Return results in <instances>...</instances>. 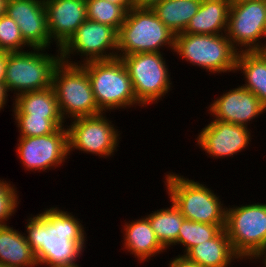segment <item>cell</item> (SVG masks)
Instances as JSON below:
<instances>
[{
    "label": "cell",
    "mask_w": 266,
    "mask_h": 267,
    "mask_svg": "<svg viewBox=\"0 0 266 267\" xmlns=\"http://www.w3.org/2000/svg\"><path fill=\"white\" fill-rule=\"evenodd\" d=\"M104 114L71 119L67 126L69 155L75 149L102 158L114 155L121 134Z\"/></svg>",
    "instance_id": "7c38bea8"
},
{
    "label": "cell",
    "mask_w": 266,
    "mask_h": 267,
    "mask_svg": "<svg viewBox=\"0 0 266 267\" xmlns=\"http://www.w3.org/2000/svg\"><path fill=\"white\" fill-rule=\"evenodd\" d=\"M32 50L8 52L4 81L7 92L14 91L17 96L52 87L55 69L62 61L60 49L55 56L44 53L45 49Z\"/></svg>",
    "instance_id": "5b68a950"
},
{
    "label": "cell",
    "mask_w": 266,
    "mask_h": 267,
    "mask_svg": "<svg viewBox=\"0 0 266 267\" xmlns=\"http://www.w3.org/2000/svg\"><path fill=\"white\" fill-rule=\"evenodd\" d=\"M78 220L58 207H49L26 220L25 237L35 253L38 266L78 265L77 259L84 252L87 239L85 228Z\"/></svg>",
    "instance_id": "6da1fadb"
},
{
    "label": "cell",
    "mask_w": 266,
    "mask_h": 267,
    "mask_svg": "<svg viewBox=\"0 0 266 267\" xmlns=\"http://www.w3.org/2000/svg\"><path fill=\"white\" fill-rule=\"evenodd\" d=\"M170 202L172 205L169 208L157 209V211H152L153 213L145 216L149 220L156 238L165 249L176 243L179 228L185 220L180 209L173 201L170 200Z\"/></svg>",
    "instance_id": "d4e9b609"
},
{
    "label": "cell",
    "mask_w": 266,
    "mask_h": 267,
    "mask_svg": "<svg viewBox=\"0 0 266 267\" xmlns=\"http://www.w3.org/2000/svg\"><path fill=\"white\" fill-rule=\"evenodd\" d=\"M0 265L2 267H36L35 253L22 234L11 226H0Z\"/></svg>",
    "instance_id": "44dd1931"
},
{
    "label": "cell",
    "mask_w": 266,
    "mask_h": 267,
    "mask_svg": "<svg viewBox=\"0 0 266 267\" xmlns=\"http://www.w3.org/2000/svg\"><path fill=\"white\" fill-rule=\"evenodd\" d=\"M111 3L121 6L126 12H128L131 8H133L132 0H107Z\"/></svg>",
    "instance_id": "836d02e7"
},
{
    "label": "cell",
    "mask_w": 266,
    "mask_h": 267,
    "mask_svg": "<svg viewBox=\"0 0 266 267\" xmlns=\"http://www.w3.org/2000/svg\"><path fill=\"white\" fill-rule=\"evenodd\" d=\"M165 178L167 194L186 220L225 228L227 207L223 206L221 199L211 188L173 172L168 173Z\"/></svg>",
    "instance_id": "3957f363"
},
{
    "label": "cell",
    "mask_w": 266,
    "mask_h": 267,
    "mask_svg": "<svg viewBox=\"0 0 266 267\" xmlns=\"http://www.w3.org/2000/svg\"><path fill=\"white\" fill-rule=\"evenodd\" d=\"M81 66L87 71L95 101L103 113L142 106L136 100L132 81L120 58L91 61Z\"/></svg>",
    "instance_id": "277c9868"
},
{
    "label": "cell",
    "mask_w": 266,
    "mask_h": 267,
    "mask_svg": "<svg viewBox=\"0 0 266 267\" xmlns=\"http://www.w3.org/2000/svg\"><path fill=\"white\" fill-rule=\"evenodd\" d=\"M208 109L209 113L214 116L213 120L246 127L250 121L266 111L260 99L243 86L230 89L220 97H216Z\"/></svg>",
    "instance_id": "2e32d148"
},
{
    "label": "cell",
    "mask_w": 266,
    "mask_h": 267,
    "mask_svg": "<svg viewBox=\"0 0 266 267\" xmlns=\"http://www.w3.org/2000/svg\"><path fill=\"white\" fill-rule=\"evenodd\" d=\"M168 267H200L196 262L188 259L185 255H178L170 260Z\"/></svg>",
    "instance_id": "4dcf8cb0"
},
{
    "label": "cell",
    "mask_w": 266,
    "mask_h": 267,
    "mask_svg": "<svg viewBox=\"0 0 266 267\" xmlns=\"http://www.w3.org/2000/svg\"><path fill=\"white\" fill-rule=\"evenodd\" d=\"M208 155L221 158L237 155L251 142L250 129L220 120H211L195 139Z\"/></svg>",
    "instance_id": "5bb4252c"
},
{
    "label": "cell",
    "mask_w": 266,
    "mask_h": 267,
    "mask_svg": "<svg viewBox=\"0 0 266 267\" xmlns=\"http://www.w3.org/2000/svg\"><path fill=\"white\" fill-rule=\"evenodd\" d=\"M8 92L5 85L0 84V111L4 108L8 100Z\"/></svg>",
    "instance_id": "e575fe53"
},
{
    "label": "cell",
    "mask_w": 266,
    "mask_h": 267,
    "mask_svg": "<svg viewBox=\"0 0 266 267\" xmlns=\"http://www.w3.org/2000/svg\"><path fill=\"white\" fill-rule=\"evenodd\" d=\"M253 259H258L260 261L262 259L263 266L266 267V245L251 260Z\"/></svg>",
    "instance_id": "d590c367"
},
{
    "label": "cell",
    "mask_w": 266,
    "mask_h": 267,
    "mask_svg": "<svg viewBox=\"0 0 266 267\" xmlns=\"http://www.w3.org/2000/svg\"><path fill=\"white\" fill-rule=\"evenodd\" d=\"M7 51L0 50V84L4 85L6 73Z\"/></svg>",
    "instance_id": "d6a6232c"
},
{
    "label": "cell",
    "mask_w": 266,
    "mask_h": 267,
    "mask_svg": "<svg viewBox=\"0 0 266 267\" xmlns=\"http://www.w3.org/2000/svg\"><path fill=\"white\" fill-rule=\"evenodd\" d=\"M221 230L222 228L219 225L185 219L179 228L178 239L174 245L184 246L185 255L193 246L213 239Z\"/></svg>",
    "instance_id": "484cf974"
},
{
    "label": "cell",
    "mask_w": 266,
    "mask_h": 267,
    "mask_svg": "<svg viewBox=\"0 0 266 267\" xmlns=\"http://www.w3.org/2000/svg\"><path fill=\"white\" fill-rule=\"evenodd\" d=\"M11 182L0 179V226H6L19 204L16 188L11 186Z\"/></svg>",
    "instance_id": "f546056e"
},
{
    "label": "cell",
    "mask_w": 266,
    "mask_h": 267,
    "mask_svg": "<svg viewBox=\"0 0 266 267\" xmlns=\"http://www.w3.org/2000/svg\"><path fill=\"white\" fill-rule=\"evenodd\" d=\"M235 71L243 73L245 84L242 86L266 107V51L238 52Z\"/></svg>",
    "instance_id": "603a6c76"
},
{
    "label": "cell",
    "mask_w": 266,
    "mask_h": 267,
    "mask_svg": "<svg viewBox=\"0 0 266 267\" xmlns=\"http://www.w3.org/2000/svg\"><path fill=\"white\" fill-rule=\"evenodd\" d=\"M264 39H266V24H265ZM264 51H266V44L265 43H264Z\"/></svg>",
    "instance_id": "74e56055"
},
{
    "label": "cell",
    "mask_w": 266,
    "mask_h": 267,
    "mask_svg": "<svg viewBox=\"0 0 266 267\" xmlns=\"http://www.w3.org/2000/svg\"><path fill=\"white\" fill-rule=\"evenodd\" d=\"M265 24L266 1L231 0L225 34L236 50L264 51Z\"/></svg>",
    "instance_id": "8fae6325"
},
{
    "label": "cell",
    "mask_w": 266,
    "mask_h": 267,
    "mask_svg": "<svg viewBox=\"0 0 266 267\" xmlns=\"http://www.w3.org/2000/svg\"><path fill=\"white\" fill-rule=\"evenodd\" d=\"M51 41L60 49L87 19L86 0H44Z\"/></svg>",
    "instance_id": "e0dca14e"
},
{
    "label": "cell",
    "mask_w": 266,
    "mask_h": 267,
    "mask_svg": "<svg viewBox=\"0 0 266 267\" xmlns=\"http://www.w3.org/2000/svg\"><path fill=\"white\" fill-rule=\"evenodd\" d=\"M124 249L134 255L140 263L150 260L151 257L165 252L166 249L156 238L155 232L151 228L149 220L142 216L141 219L125 222L123 228Z\"/></svg>",
    "instance_id": "ac0fdd59"
},
{
    "label": "cell",
    "mask_w": 266,
    "mask_h": 267,
    "mask_svg": "<svg viewBox=\"0 0 266 267\" xmlns=\"http://www.w3.org/2000/svg\"><path fill=\"white\" fill-rule=\"evenodd\" d=\"M86 13L88 20L110 25L118 31L127 12L107 0H86Z\"/></svg>",
    "instance_id": "4316f807"
},
{
    "label": "cell",
    "mask_w": 266,
    "mask_h": 267,
    "mask_svg": "<svg viewBox=\"0 0 266 267\" xmlns=\"http://www.w3.org/2000/svg\"><path fill=\"white\" fill-rule=\"evenodd\" d=\"M224 229L241 260H251L266 245V204L226 208Z\"/></svg>",
    "instance_id": "ba28073f"
},
{
    "label": "cell",
    "mask_w": 266,
    "mask_h": 267,
    "mask_svg": "<svg viewBox=\"0 0 266 267\" xmlns=\"http://www.w3.org/2000/svg\"><path fill=\"white\" fill-rule=\"evenodd\" d=\"M185 256L200 267H228L235 259L241 261L225 229H222L213 239L193 246Z\"/></svg>",
    "instance_id": "ffe728a7"
},
{
    "label": "cell",
    "mask_w": 266,
    "mask_h": 267,
    "mask_svg": "<svg viewBox=\"0 0 266 267\" xmlns=\"http://www.w3.org/2000/svg\"><path fill=\"white\" fill-rule=\"evenodd\" d=\"M6 3L7 0H0V17L6 14Z\"/></svg>",
    "instance_id": "8d00e7d4"
},
{
    "label": "cell",
    "mask_w": 266,
    "mask_h": 267,
    "mask_svg": "<svg viewBox=\"0 0 266 267\" xmlns=\"http://www.w3.org/2000/svg\"><path fill=\"white\" fill-rule=\"evenodd\" d=\"M19 130V137L44 136L66 126L64 119H47L44 116H14Z\"/></svg>",
    "instance_id": "83f0119b"
},
{
    "label": "cell",
    "mask_w": 266,
    "mask_h": 267,
    "mask_svg": "<svg viewBox=\"0 0 266 267\" xmlns=\"http://www.w3.org/2000/svg\"><path fill=\"white\" fill-rule=\"evenodd\" d=\"M15 97L12 106L13 116H44L47 119H63L53 87L24 92Z\"/></svg>",
    "instance_id": "7402d4cb"
},
{
    "label": "cell",
    "mask_w": 266,
    "mask_h": 267,
    "mask_svg": "<svg viewBox=\"0 0 266 267\" xmlns=\"http://www.w3.org/2000/svg\"><path fill=\"white\" fill-rule=\"evenodd\" d=\"M135 8L153 9L162 0H132Z\"/></svg>",
    "instance_id": "1f68e13d"
},
{
    "label": "cell",
    "mask_w": 266,
    "mask_h": 267,
    "mask_svg": "<svg viewBox=\"0 0 266 267\" xmlns=\"http://www.w3.org/2000/svg\"><path fill=\"white\" fill-rule=\"evenodd\" d=\"M6 14L31 48L48 49L51 41L44 0H7Z\"/></svg>",
    "instance_id": "9a60e30c"
},
{
    "label": "cell",
    "mask_w": 266,
    "mask_h": 267,
    "mask_svg": "<svg viewBox=\"0 0 266 267\" xmlns=\"http://www.w3.org/2000/svg\"><path fill=\"white\" fill-rule=\"evenodd\" d=\"M230 4L231 0H202L198 12L182 33L225 34Z\"/></svg>",
    "instance_id": "d6986e66"
},
{
    "label": "cell",
    "mask_w": 266,
    "mask_h": 267,
    "mask_svg": "<svg viewBox=\"0 0 266 267\" xmlns=\"http://www.w3.org/2000/svg\"><path fill=\"white\" fill-rule=\"evenodd\" d=\"M52 87L64 120L103 113L95 101L87 71L81 65L61 61L55 69Z\"/></svg>",
    "instance_id": "52a82bcc"
},
{
    "label": "cell",
    "mask_w": 266,
    "mask_h": 267,
    "mask_svg": "<svg viewBox=\"0 0 266 267\" xmlns=\"http://www.w3.org/2000/svg\"><path fill=\"white\" fill-rule=\"evenodd\" d=\"M174 53L210 73L235 72L238 52L226 34L175 35Z\"/></svg>",
    "instance_id": "8992f818"
},
{
    "label": "cell",
    "mask_w": 266,
    "mask_h": 267,
    "mask_svg": "<svg viewBox=\"0 0 266 267\" xmlns=\"http://www.w3.org/2000/svg\"><path fill=\"white\" fill-rule=\"evenodd\" d=\"M117 35L118 31L110 25L86 19L60 48L62 61L68 64L81 65L91 61L117 58ZM76 53L81 58L84 56V60L81 62L79 60L77 63L69 61L71 55Z\"/></svg>",
    "instance_id": "30bf717a"
},
{
    "label": "cell",
    "mask_w": 266,
    "mask_h": 267,
    "mask_svg": "<svg viewBox=\"0 0 266 267\" xmlns=\"http://www.w3.org/2000/svg\"><path fill=\"white\" fill-rule=\"evenodd\" d=\"M18 142L17 155L27 171L45 172L68 159V129L65 126L44 136L19 137Z\"/></svg>",
    "instance_id": "4fadbf2b"
},
{
    "label": "cell",
    "mask_w": 266,
    "mask_h": 267,
    "mask_svg": "<svg viewBox=\"0 0 266 267\" xmlns=\"http://www.w3.org/2000/svg\"><path fill=\"white\" fill-rule=\"evenodd\" d=\"M31 47L24 41L20 29L14 19L7 14L0 17V50L22 52L24 47Z\"/></svg>",
    "instance_id": "f1b7e54d"
},
{
    "label": "cell",
    "mask_w": 266,
    "mask_h": 267,
    "mask_svg": "<svg viewBox=\"0 0 266 267\" xmlns=\"http://www.w3.org/2000/svg\"><path fill=\"white\" fill-rule=\"evenodd\" d=\"M70 267H81V266H79V264H78V265H75V266H70Z\"/></svg>",
    "instance_id": "f35d334b"
},
{
    "label": "cell",
    "mask_w": 266,
    "mask_h": 267,
    "mask_svg": "<svg viewBox=\"0 0 266 267\" xmlns=\"http://www.w3.org/2000/svg\"><path fill=\"white\" fill-rule=\"evenodd\" d=\"M163 53H139L122 56L132 81L136 100L147 106L157 103L171 90V79Z\"/></svg>",
    "instance_id": "9c48e42d"
},
{
    "label": "cell",
    "mask_w": 266,
    "mask_h": 267,
    "mask_svg": "<svg viewBox=\"0 0 266 267\" xmlns=\"http://www.w3.org/2000/svg\"><path fill=\"white\" fill-rule=\"evenodd\" d=\"M202 0H162L152 10L175 35L185 31Z\"/></svg>",
    "instance_id": "cb8c5ba5"
},
{
    "label": "cell",
    "mask_w": 266,
    "mask_h": 267,
    "mask_svg": "<svg viewBox=\"0 0 266 267\" xmlns=\"http://www.w3.org/2000/svg\"><path fill=\"white\" fill-rule=\"evenodd\" d=\"M175 34L152 9L131 8L117 35L118 58L139 53H162L166 47L174 51ZM168 46V47H167Z\"/></svg>",
    "instance_id": "7a4b0ae2"
}]
</instances>
